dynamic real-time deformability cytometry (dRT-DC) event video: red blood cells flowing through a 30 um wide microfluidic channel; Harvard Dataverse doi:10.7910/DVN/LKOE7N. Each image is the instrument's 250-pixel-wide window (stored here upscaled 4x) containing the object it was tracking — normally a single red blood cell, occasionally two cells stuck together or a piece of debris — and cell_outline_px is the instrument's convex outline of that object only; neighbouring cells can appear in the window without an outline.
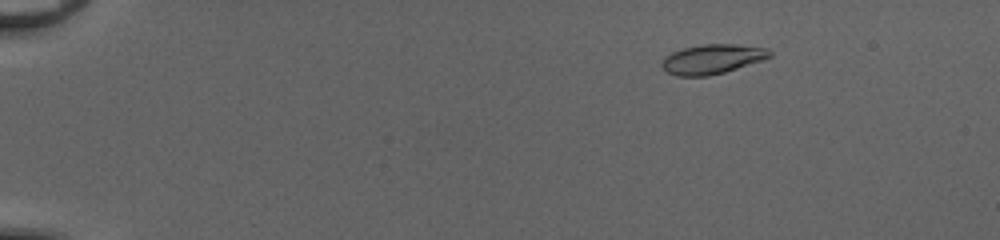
{"species": "common noctule bat (a hibernating species)", "species_latin": "Nyctalus noctula", "temperature_condition": "cold", "stored_images_in_passage": 50, "camera_frame_rate_fps": 3000, "um_per_image_px": 0.085, "animal": {"sex": "female", "body_mass_g": 20.0, "forearm_length_mm": 54.0}, "frame": {"image": 1, "passage_image": 6, "time_ms": 1.667, "image_size_px": [1000, 240], "cell_outline_px": [[772, 56], [764, 60], [724, 72], [708, 76], [676, 76], [668, 72], [660, 64], [664, 56], [672, 52], [684, 48], [704, 44], [736, 44], [768, 48], [772, 52]], "centroid_in_image_um": [60.56, 5.02], "position_along_channel_um": 24.4, "area_um2": 18.67}}
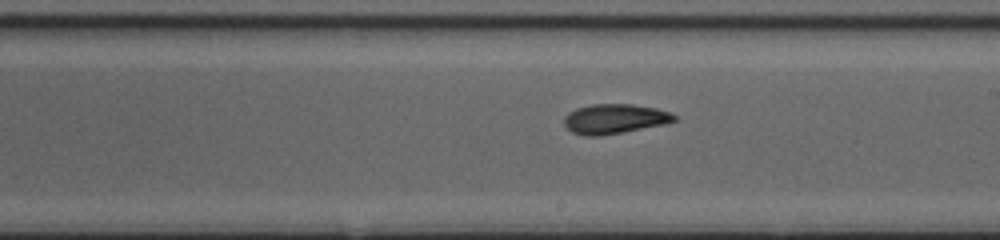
{"frame": {"image": 2, "passage_image": 30, "time_ms": 9.667, "image_size_px": [1000, 240], "cell_outline_px": [[676, 120], [664, 124], [600, 136], [584, 136], [572, 132], [564, 124], [564, 116], [568, 112], [576, 108], [592, 104], [632, 104], [656, 108], [668, 112], [676, 116]], "centroid_in_image_um": [52.19, 10.1], "position_along_channel_um": 236.8, "area_um2": 18.96}}
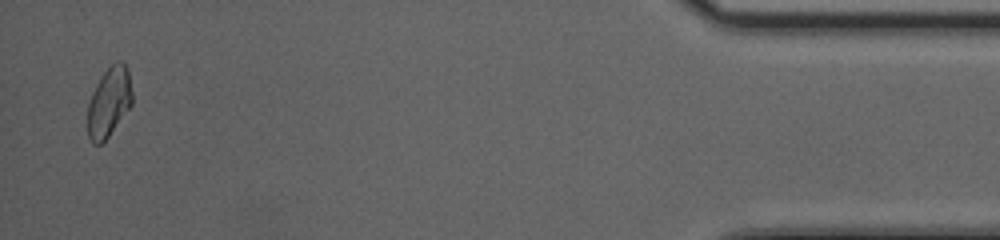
{"frame": {"image": 3, "passage_image": 49, "time_ms": 16.0, "image_size_px": [1000, 240], "cell_outline_px": [[132, 104], [108, 136], [100, 144], [92, 144], [88, 136], [88, 104], [92, 92], [96, 84], [104, 72], [116, 60], [124, 60], [128, 68], [132, 92]], "centroid_in_image_um": [9.27, 8.64], "position_along_channel_um": 425.9, "area_um2": 18.03}, "authors_computed_cell_mechanics": {"area_um2": 18.4671, "velocity_mm_per_s": 4.1067, "shape_relaxation_time_tau1_ms": 5.2036, "shape_relaxation_time_tau2_ms": 2.1727, "deformation_change_tau1": 0.1759, "deformation_change_tau2": 0.0753}}